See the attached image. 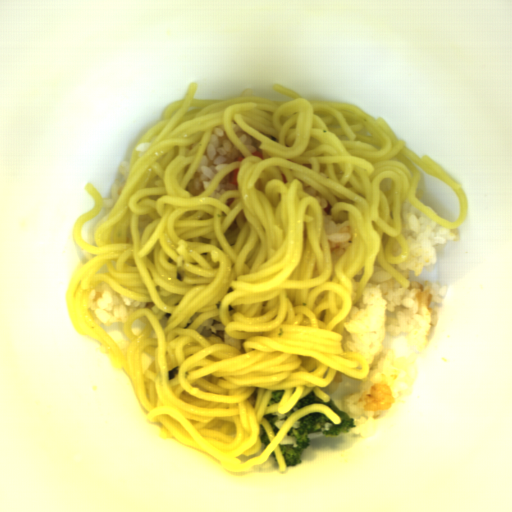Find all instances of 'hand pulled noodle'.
<instances>
[{
	"instance_id": "hand-pulled-noodle-1",
	"label": "hand pulled noodle",
	"mask_w": 512,
	"mask_h": 512,
	"mask_svg": "<svg viewBox=\"0 0 512 512\" xmlns=\"http://www.w3.org/2000/svg\"><path fill=\"white\" fill-rule=\"evenodd\" d=\"M197 82L174 101L134 147L124 187L94 228L92 246L82 226L102 210L101 193L84 187L96 204L76 220V245L96 256L71 276L66 308L77 332L100 342V352L130 378L147 418L161 423L160 438H175L211 454L230 472L246 471L279 447L293 425L319 412L305 405L274 436L268 413H287L336 374L358 381L369 363L343 349L347 319L378 263L403 288L391 264L407 260L403 203L447 229L467 219L468 197L459 182L427 155L419 157L383 117L354 103L308 100L281 85L293 100L256 96L197 99ZM232 119L260 140L263 158L235 136ZM223 125L242 162L219 172L201 194L185 190L214 127ZM240 168L237 190L209 198ZM421 172L451 186L459 202L455 222L417 201ZM310 184L330 202L336 223L350 222L343 255L332 254L324 212L303 191ZM143 302L125 322L127 355L93 321L88 299L96 285ZM136 319L145 325L137 336ZM144 351L155 356L144 372ZM179 372L168 380V371ZM272 391H284L268 406ZM260 424L271 441L258 456Z\"/></svg>"
}]
</instances>
